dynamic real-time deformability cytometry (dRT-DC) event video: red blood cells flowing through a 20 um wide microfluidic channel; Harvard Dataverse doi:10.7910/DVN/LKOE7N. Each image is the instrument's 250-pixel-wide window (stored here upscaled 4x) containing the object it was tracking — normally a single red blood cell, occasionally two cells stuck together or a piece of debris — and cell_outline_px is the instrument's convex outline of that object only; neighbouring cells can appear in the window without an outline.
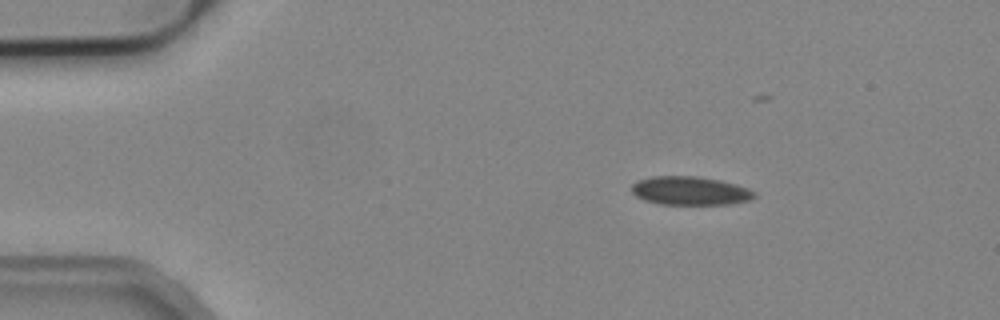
{"species": "common noctule bat (a hibernating species)", "species_latin": "Nyctalus noctula", "temperature_condition": "cold", "stored_images_in_passage": 4, "camera_frame_rate_fps": 3000, "um_per_image_px": 0.085, "animal": {"sex": "male", "body_mass_g": 19.2, "forearm_length_mm": 51.8}, "frame": {"image": 1, "passage_image": 1, "time_ms": 0.0, "image_size_px": [1000, 320], "cell_outline_px": [[756, 196], [752, 200], [728, 204], [660, 204], [644, 200], [636, 196], [632, 192], [632, 184], [636, 180], [652, 176], [696, 176], [720, 180], [736, 184], [748, 188], [756, 192]], "centroid_in_image_um": [58.67, 16.21], "position_along_channel_um": 26.3, "area_um2": 20.58}}